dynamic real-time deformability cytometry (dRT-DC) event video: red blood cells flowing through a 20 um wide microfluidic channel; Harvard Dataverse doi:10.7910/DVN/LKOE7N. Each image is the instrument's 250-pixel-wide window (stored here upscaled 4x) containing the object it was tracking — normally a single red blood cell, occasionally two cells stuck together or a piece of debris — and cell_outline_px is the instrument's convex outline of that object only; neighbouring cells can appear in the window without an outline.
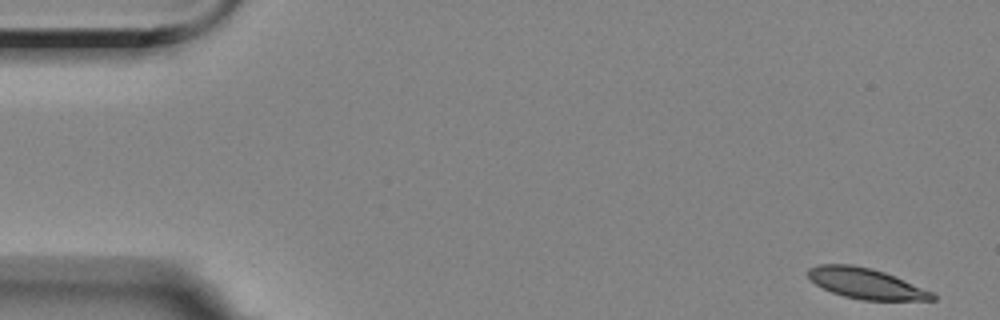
{"species": "Egyptian fruit bat (a non-hibernating species)", "species_latin": "Rousettus aegyptiacus", "temperature_condition": "room temperature", "stored_images_in_passage": 55, "camera_frame_rate_fps": 3000, "um_per_image_px": 0.085, "animal": {"sex": "female"}, "frame": {"image": 1, "passage_image": 1, "time_ms": 0.0, "image_size_px": [1000, 320], "cell_outline_px": [[936, 300], [864, 300], [844, 296], [832, 292], [816, 284], [808, 276], [808, 268], [820, 264], [852, 264], [872, 268], [884, 272], [904, 280], [932, 292], [936, 296]], "centroid_in_image_um": [73.6, 24.09], "position_along_channel_um": 11.4, "area_um2": 21.91}}
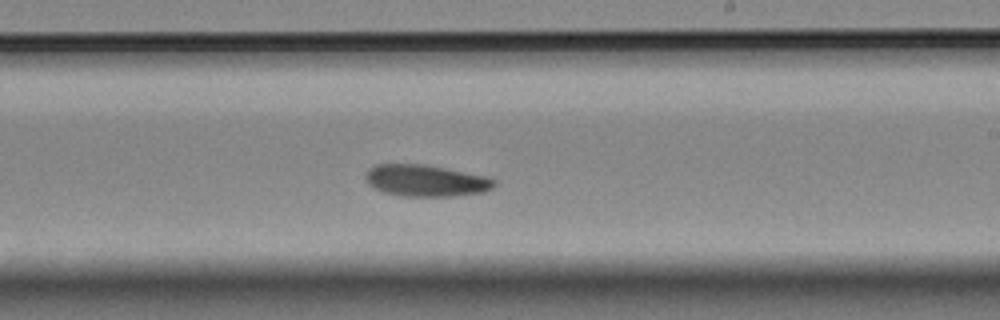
{"frame": {"image": 2, "passage_image": 32, "time_ms": 10.333, "image_size_px": [1000, 320], "cell_outline_px": [[496, 184], [492, 188], [484, 192], [452, 196], [400, 196], [384, 192], [368, 184], [364, 176], [368, 168], [376, 164], [424, 164], [488, 176], [496, 180]], "centroid_in_image_um": [36.2, 15.35], "position_along_channel_um": 252.8, "area_um2": 23.87}}
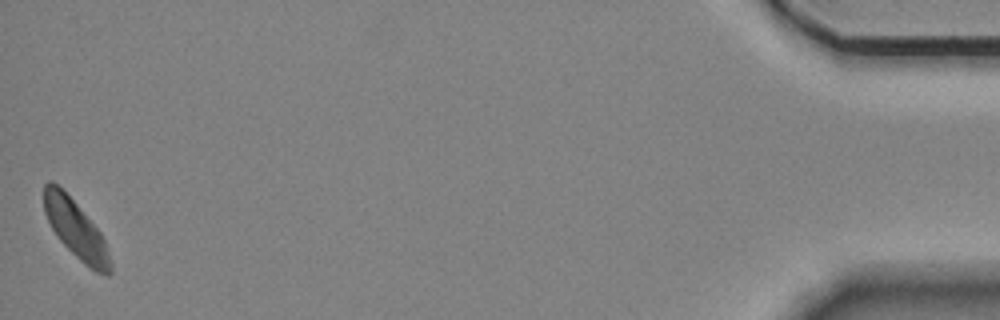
{"frame": {"image": 3, "passage_image": 55, "time_ms": 18.0, "image_size_px": [1000, 320], "cell_outline_px": [[112, 272], [108, 276], [104, 276], [88, 268], [60, 240], [52, 228], [44, 212], [44, 184], [48, 180], [52, 180], [76, 204], [100, 232], [104, 240], [112, 264]], "centroid_in_image_um": [6.46, 19.54], "position_along_channel_um": 428.7, "area_um2": 22.02}, "authors_computed_cell_mechanics": {"area_um2": 23.5246, "velocity_mm_per_s": 3.4952, "shape_relaxation_time_tau1_ms": 5.9496, "shape_relaxation_time_tau2_ms": null, "deformation_change_tau1": 0.1092, "deformation_change_tau2": null}}